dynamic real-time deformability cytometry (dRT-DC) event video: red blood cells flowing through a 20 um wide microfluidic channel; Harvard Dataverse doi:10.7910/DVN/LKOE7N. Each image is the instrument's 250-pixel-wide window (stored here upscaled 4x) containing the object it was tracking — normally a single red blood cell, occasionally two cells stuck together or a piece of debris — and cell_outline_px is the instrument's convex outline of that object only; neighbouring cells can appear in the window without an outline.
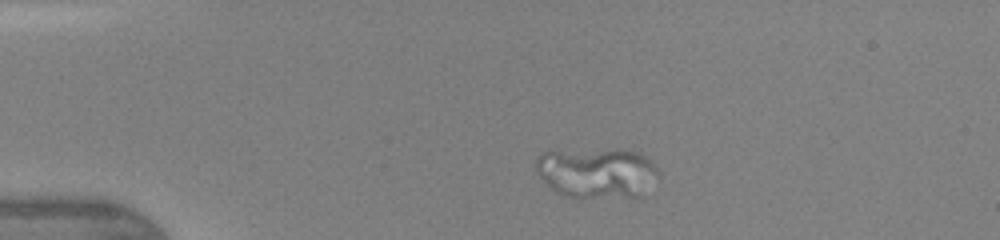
{"species": "human", "species_latin": "Homo sapiens", "temperature_condition": "warm", "stored_images_in_passage": 39, "camera_frame_rate_fps": 3000, "um_per_image_px": 0.085, "donor": {"sex": "female"}, "frame": {"image": 1, "passage_image": 1, "time_ms": 0.0, "image_size_px": [1000, 240], "cell_outline_px": [[660, 176], [644, 196], [564, 196], [556, 192], [536, 172], [536, 160], [540, 152], [616, 148], [640, 152], [656, 168]], "centroid_in_image_um": [50.77, 14.65], "position_along_channel_um": 34.2, "area_um2": 35.95}}
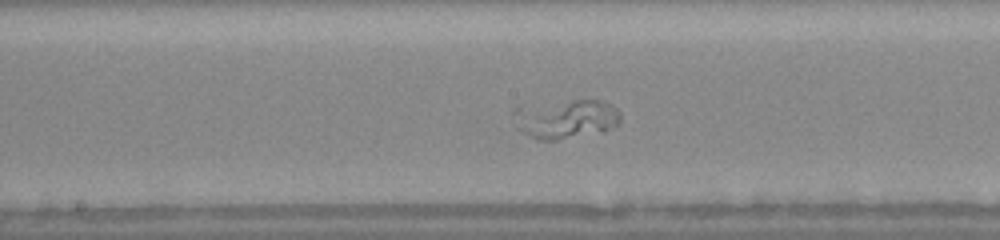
{"frame": {"image": 2, "passage_image": 17, "time_ms": 5.333, "image_size_px": [1000, 240], "cell_outline_px": [[620, 120], [612, 128], [604, 132], [556, 140], [536, 140], [528, 136], [520, 128], [528, 116], [572, 100], [600, 100], [612, 104], [620, 112]], "centroid_in_image_um": [48.6, 10.22], "position_along_channel_um": 199.6, "area_um2": 20.98}}
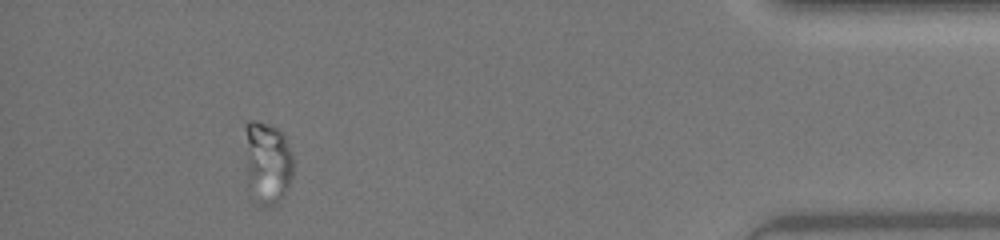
{"frame": {"image": 3, "passage_image": 36, "time_ms": 11.667, "image_size_px": [1000, 240], "cell_outline_px": [[292, 176], [288, 188], [280, 200], [276, 204], [264, 208], [256, 204], [248, 180], [244, 128], [244, 124], [248, 120], [256, 120], [268, 124], [276, 128], [284, 136], [292, 152]], "centroid_in_image_um": [22.72, 13.82], "position_along_channel_um": 412.5, "area_um2": 23.35}}